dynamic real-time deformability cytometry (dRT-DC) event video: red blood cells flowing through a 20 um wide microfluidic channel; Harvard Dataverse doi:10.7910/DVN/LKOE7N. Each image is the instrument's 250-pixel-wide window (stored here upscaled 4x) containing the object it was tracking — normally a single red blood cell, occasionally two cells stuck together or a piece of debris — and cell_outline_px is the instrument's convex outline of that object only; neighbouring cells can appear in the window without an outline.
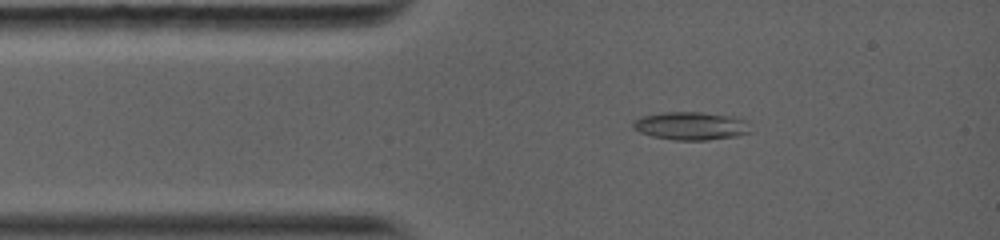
{"species": "common noctule bat (a hibernating species)", "species_latin": "Nyctalus noctula", "temperature_condition": "warm", "stored_images_in_passage": 37, "camera_frame_rate_fps": 5000, "um_per_image_px": 0.085, "animal": {"sex": "female", "body_mass_g": 19.0, "forearm_length_mm": 56.7}, "frame": {"image": 1, "passage_image": 4, "time_ms": 1.4, "image_size_px": [1000, 240], "cell_outline_px": [[752, 132], [736, 136], [708, 140], [672, 140], [652, 136], [640, 132], [632, 128], [632, 120], [640, 116], [660, 112], [700, 112], [732, 116], [748, 120]], "centroid_in_image_um": [58.72, 10.69], "position_along_channel_um": 26.3, "area_um2": 19.59}}
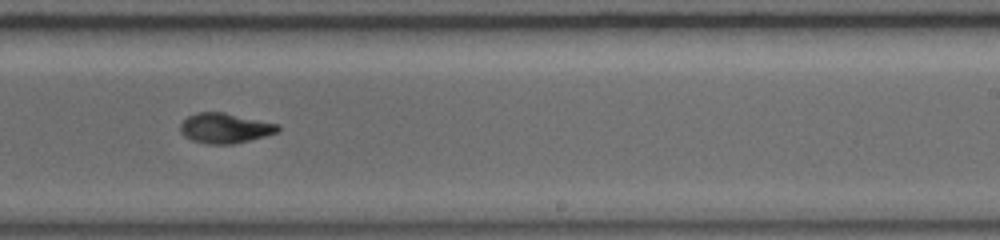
{"frame": {"image": 2, "passage_image": 19, "time_ms": 7.8, "image_size_px": [1000, 240], "cell_outline_px": [[280, 128], [276, 132], [264, 136], [232, 144], [208, 144], [192, 140], [184, 136], [180, 132], [180, 124], [188, 116], [196, 112], [224, 112], [280, 124]], "centroid_in_image_um": [19.1, 10.88], "position_along_channel_um": 269.9, "area_um2": 17.05}}
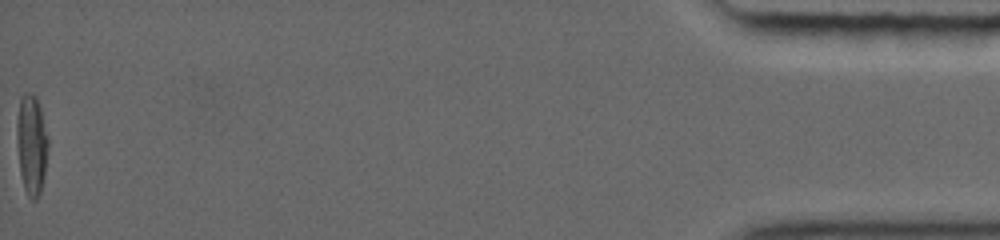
{"frame": {"image": 3, "passage_image": 37, "time_ms": 15.2, "image_size_px": [1000, 240], "cell_outline_px": [[48, 148], [44, 176], [40, 192], [36, 200], [32, 200], [28, 196], [24, 188], [20, 172], [16, 136], [16, 120], [20, 96], [24, 92], [32, 92], [36, 96], [40, 108], [48, 140]], "centroid_in_image_um": [2.66, 12.25], "position_along_channel_um": 432.5, "area_um2": 18.38}, "authors_computed_cell_mechanics": {"area_um2": 17.051, "velocity_mm_per_s": 4.1319, "shape_relaxation_time_tau1_ms": null, "shape_relaxation_time_tau2_ms": 3.0392, "deformation_change_tau1": null, "deformation_change_tau2": 0.0838}}